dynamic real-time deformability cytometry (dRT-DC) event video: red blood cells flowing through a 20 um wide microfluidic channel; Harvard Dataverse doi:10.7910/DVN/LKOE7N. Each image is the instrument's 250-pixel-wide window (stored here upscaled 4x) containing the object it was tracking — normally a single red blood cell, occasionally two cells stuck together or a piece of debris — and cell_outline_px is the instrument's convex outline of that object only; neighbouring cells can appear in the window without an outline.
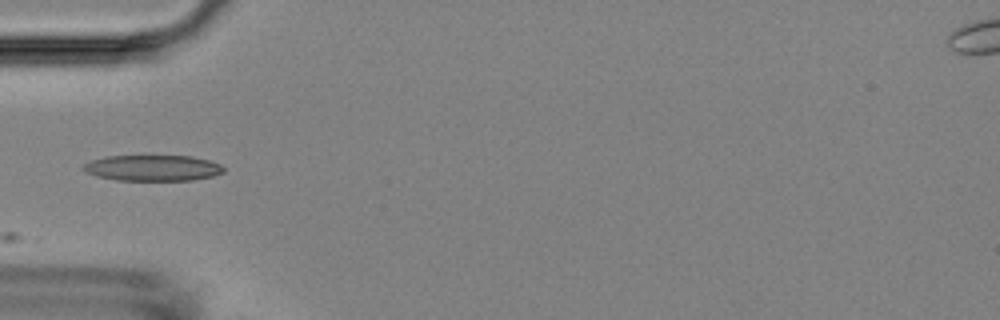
{"species": "Egyptian fruit bat (a non-hibernating species)", "species_latin": "Rousettus aegyptiacus", "temperature_condition": "room temperature", "stored_images_in_passage": 12, "camera_frame_rate_fps": 3000, "um_per_image_px": 0.085, "animal": {"sex": "female"}, "frame": {"image": 1, "passage_image": 1, "time_ms": 0.0, "image_size_px": [1000, 320], "cell_outline_px": [[224, 172], [212, 176], [192, 180], [116, 180], [96, 176], [84, 172], [80, 168], [84, 164], [92, 160], [104, 156], [192, 156], [208, 160], [220, 164], [224, 168]], "centroid_in_image_um": [12.94, 14.27], "position_along_channel_um": 72.1, "area_um2": 21.21}}